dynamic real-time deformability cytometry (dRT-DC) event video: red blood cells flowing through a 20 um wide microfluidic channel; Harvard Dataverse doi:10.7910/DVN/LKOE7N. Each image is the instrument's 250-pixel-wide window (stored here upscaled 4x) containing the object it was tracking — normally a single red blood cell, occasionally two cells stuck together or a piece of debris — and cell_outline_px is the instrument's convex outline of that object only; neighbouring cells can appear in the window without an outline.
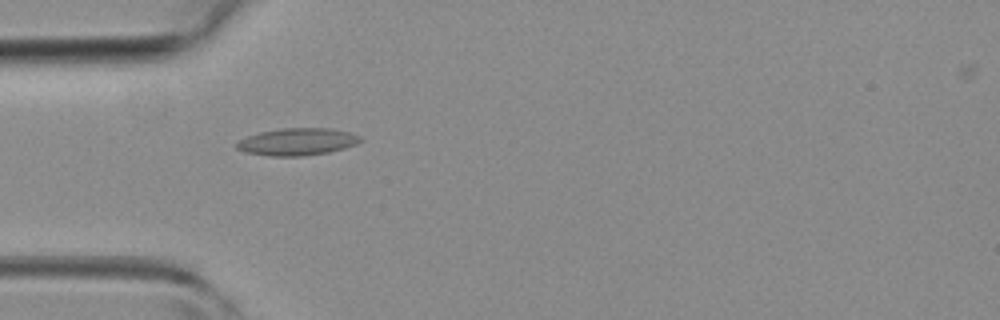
{"species": "common noctule bat (a hibernating species)", "species_latin": "Nyctalus noctula", "temperature_condition": "room temperature", "stored_images_in_passage": 39, "camera_frame_rate_fps": 3000, "um_per_image_px": 0.085, "animal": {"sex": "female", "body_mass_g": 19.3, "forearm_length_mm": 54.1}, "frame": {"image": 1, "passage_image": 8, "time_ms": 2.333, "image_size_px": [1000, 320], "cell_outline_px": [[364, 140], [356, 144], [344, 148], [328, 152], [304, 156], [272, 156], [244, 152], [236, 148], [236, 144], [240, 140], [248, 136], [260, 132], [280, 128], [332, 128], [352, 132], [360, 136]], "centroid_in_image_um": [25.31, 12.04], "position_along_channel_um": 59.7, "area_um2": 19.71}}
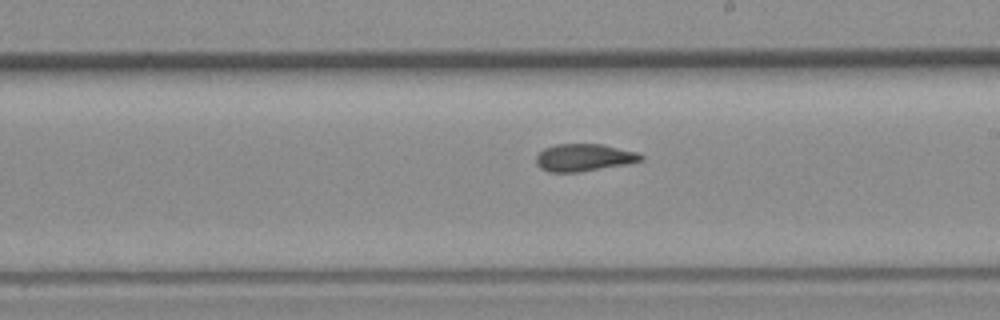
{"frame": {"image": 2, "passage_image": 20, "time_ms": 6.333, "image_size_px": [1000, 320], "cell_outline_px": [[644, 160], [628, 164], [576, 172], [548, 172], [540, 168], [536, 164], [536, 156], [544, 148], [556, 144], [604, 144], [636, 152], [644, 156]], "centroid_in_image_um": [49.64, 13.39], "position_along_channel_um": 239.4, "area_um2": 16.76}}
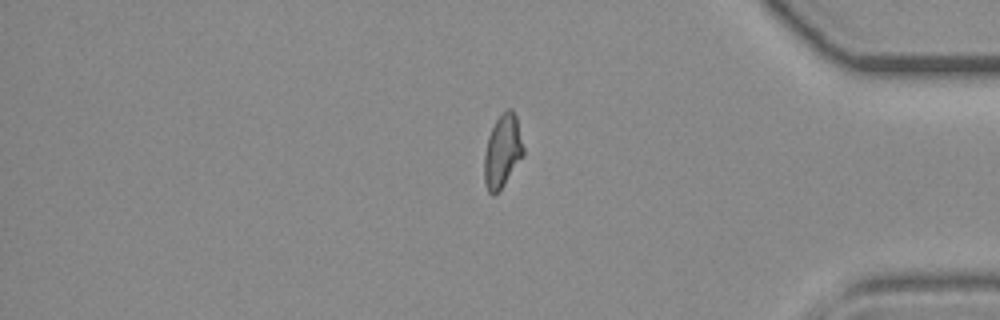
{"frame": {"image": 3, "passage_image": 32, "time_ms": 10.333, "image_size_px": [1000, 320], "cell_outline_px": [[524, 156], [500, 188], [492, 196], [488, 192], [484, 184], [484, 152], [488, 136], [496, 120], [508, 108], [512, 108], [516, 116], [524, 148]], "centroid_in_image_um": [42.7, 12.85], "position_along_channel_um": 392.5, "area_um2": 16.53}}